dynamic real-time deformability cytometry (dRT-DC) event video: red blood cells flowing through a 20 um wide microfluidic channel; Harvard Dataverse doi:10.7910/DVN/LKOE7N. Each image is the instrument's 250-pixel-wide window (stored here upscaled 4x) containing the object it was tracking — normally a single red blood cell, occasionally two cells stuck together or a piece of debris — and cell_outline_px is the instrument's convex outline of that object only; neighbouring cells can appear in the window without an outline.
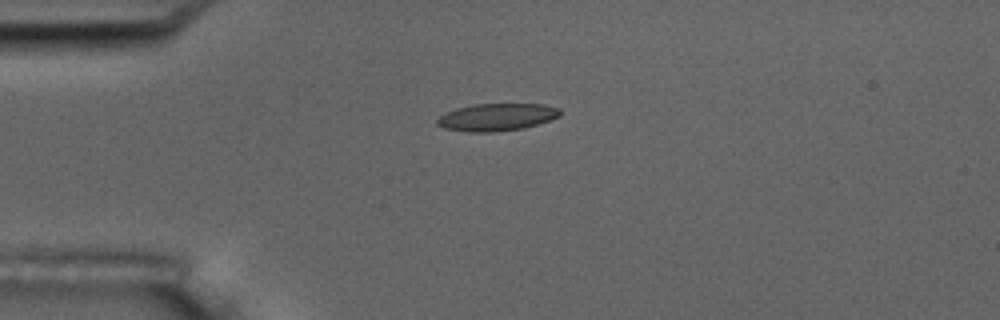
{"species": "common noctule bat (a hibernating species)", "species_latin": "Nyctalus noctula", "temperature_condition": "room temperature", "stored_images_in_passage": 13, "camera_frame_rate_fps": 3000, "um_per_image_px": 0.085, "animal": {"sex": "male", "body_mass_g": 17.5, "forearm_length_mm": 52.3}, "frame": {"image": 1, "passage_image": 4, "time_ms": 4.0, "image_size_px": [1000, 320], "cell_outline_px": [[560, 116], [524, 128], [492, 132], [468, 132], [444, 128], [436, 124], [436, 120], [440, 116], [456, 108], [472, 104], [544, 104], [560, 108]], "centroid_in_image_um": [42.21, 9.95], "position_along_channel_um": 42.8, "area_um2": 19.54}}
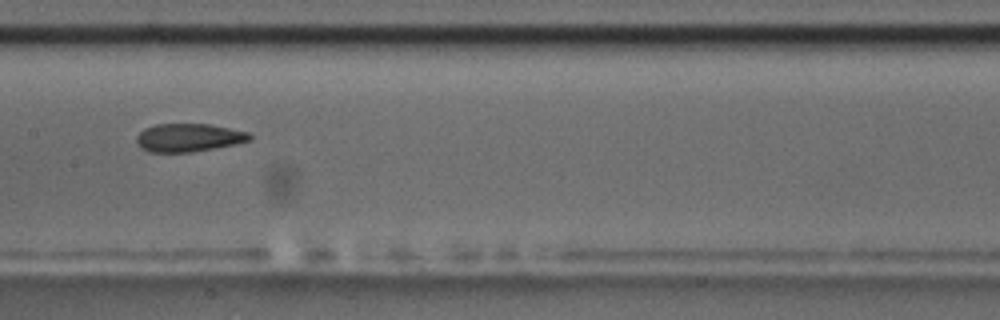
{"frame": {"image": 2, "passage_image": 8, "time_ms": 8.667, "image_size_px": [1000, 320], "cell_outline_px": [[252, 140], [236, 144], [192, 152], [148, 152], [140, 148], [136, 144], [136, 136], [144, 128], [156, 124], [208, 124], [248, 132], [252, 136]], "centroid_in_image_um": [16.0, 11.7], "position_along_channel_um": 191.4, "area_um2": 18.67}, "authors_computed_cell_mechanics": {"area_um2": 18.9006, "velocity_mm_per_s": 3.6665, "shape_relaxation_time_tau1_ms": null, "shape_relaxation_time_tau2_ms": 1.5189, "deformation_change_tau1": null, "deformation_change_tau2": 0.0665}}